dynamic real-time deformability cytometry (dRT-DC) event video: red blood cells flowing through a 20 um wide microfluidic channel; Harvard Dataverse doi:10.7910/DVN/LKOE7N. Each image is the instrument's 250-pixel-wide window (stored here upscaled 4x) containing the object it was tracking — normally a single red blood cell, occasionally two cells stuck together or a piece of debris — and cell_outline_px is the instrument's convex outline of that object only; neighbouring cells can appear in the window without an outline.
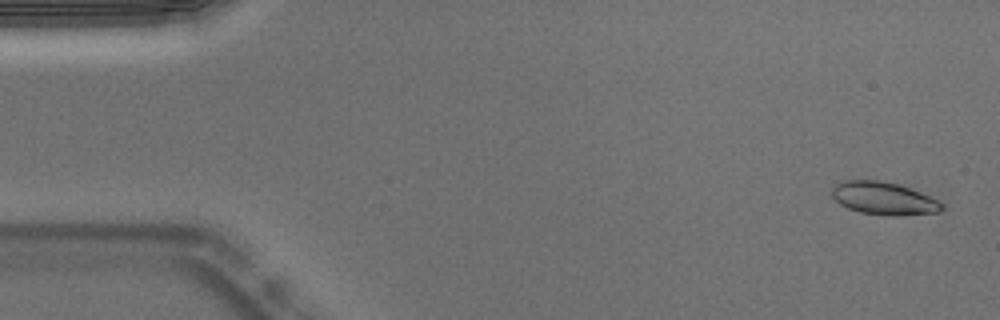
{"species": "Egyptian fruit bat (a non-hibernating species)", "species_latin": "Rousettus aegyptiacus", "temperature_condition": "warm", "stored_images_in_passage": 53, "camera_frame_rate_fps": 3000, "um_per_image_px": 0.085, "animal": {"sex": "male"}, "frame": {"image": 1, "passage_image": 2, "time_ms": 0.333, "image_size_px": [1000, 320], "cell_outline_px": [[944, 208], [940, 212], [900, 216], [884, 216], [860, 212], [848, 208], [840, 204], [832, 196], [832, 188], [836, 184], [844, 180], [880, 180], [896, 184], [920, 192], [944, 204]], "centroid_in_image_um": [75.11, 16.88], "position_along_channel_um": 9.9, "area_um2": 20.98}}
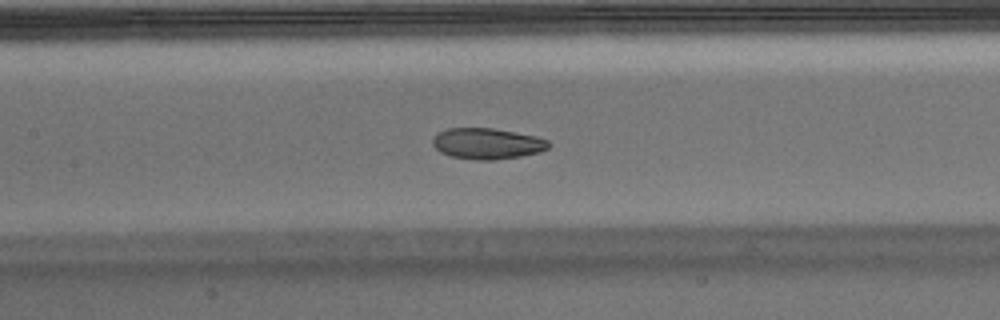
{"frame": {"image": 2, "passage_image": 24, "time_ms": 7.667, "image_size_px": [1000, 320], "cell_outline_px": [[552, 144], [548, 148], [540, 152], [520, 156], [496, 160], [476, 160], [452, 156], [440, 152], [432, 144], [432, 136], [436, 132], [448, 128], [492, 128], [536, 136], [548, 140]], "centroid_in_image_um": [41.4, 12.2], "position_along_channel_um": 166.0, "area_um2": 21.1}}
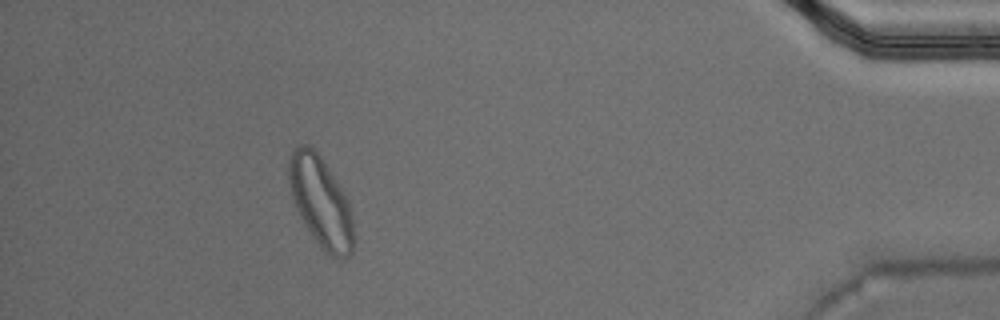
{"frame": {"image": 3, "passage_image": 48, "time_ms": 15.667, "image_size_px": [1000, 320], "cell_outline_px": [[352, 252], [348, 256], [328, 256], [320, 248], [304, 224], [296, 208], [292, 196], [288, 180], [288, 156], [300, 144], [308, 144], [320, 156], [344, 192], [348, 200], [352, 216]], "centroid_in_image_um": [27.23, 17.14], "position_along_channel_um": 408.0, "area_um2": 33.76}, "authors_computed_cell_mechanics": {"area_um2": 21.5016, "velocity_mm_per_s": 3.7473, "shape_relaxation_time_tau1_ms": 6.4906, "shape_relaxation_time_tau2_ms": 1.6362, "deformation_change_tau1": 0.1725, "deformation_change_tau2": 0.0592}}